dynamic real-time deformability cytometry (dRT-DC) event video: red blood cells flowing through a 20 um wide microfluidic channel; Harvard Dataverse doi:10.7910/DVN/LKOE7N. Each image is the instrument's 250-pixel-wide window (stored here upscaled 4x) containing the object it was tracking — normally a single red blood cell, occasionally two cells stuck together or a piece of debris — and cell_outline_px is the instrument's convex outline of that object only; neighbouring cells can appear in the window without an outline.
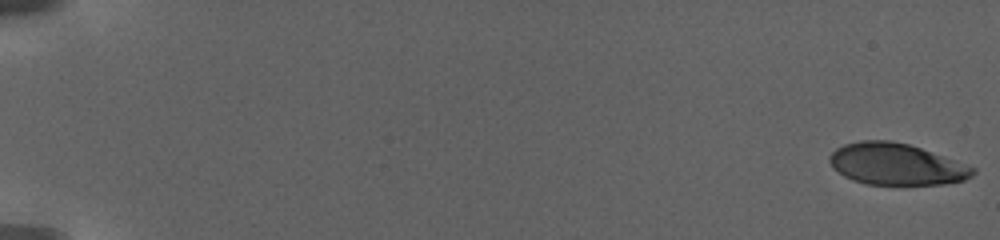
{"species": "human", "species_latin": "Homo sapiens", "temperature_condition": "warm", "stored_images_in_passage": 31, "camera_frame_rate_fps": 3000, "um_per_image_px": 0.085, "donor": {"sex": "female"}, "frame": {"image": 1, "passage_image": 1, "time_ms": 0.0, "image_size_px": [1000, 240], "cell_outline_px": [[976, 172], [972, 176], [964, 180], [944, 184], [868, 184], [852, 180], [844, 176], [832, 168], [828, 160], [828, 156], [836, 148], [844, 144], [860, 140], [888, 140], [908, 144], [920, 148], [976, 168]], "centroid_in_image_um": [76.13, 13.95], "position_along_channel_um": 8.9, "area_um2": 34.56}}
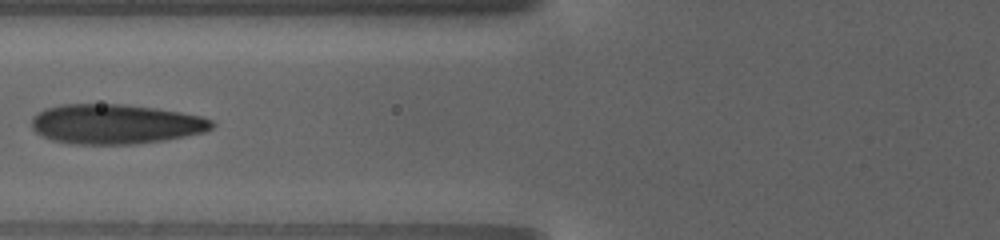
{"frame": {"image": 2, "passage_image": 30, "time_ms": 10.667, "image_size_px": [1000, 240], "cell_outline_px": [[216, 124], [212, 128], [204, 132], [164, 140], [136, 144], [76, 144], [52, 140], [36, 132], [32, 128], [32, 120], [44, 108], [64, 104], [120, 104], [152, 108], [180, 112], [200, 116], [212, 120]], "centroid_in_image_um": [9.83, 10.55], "position_along_channel_um": 116.0, "area_um2": 41.44}}